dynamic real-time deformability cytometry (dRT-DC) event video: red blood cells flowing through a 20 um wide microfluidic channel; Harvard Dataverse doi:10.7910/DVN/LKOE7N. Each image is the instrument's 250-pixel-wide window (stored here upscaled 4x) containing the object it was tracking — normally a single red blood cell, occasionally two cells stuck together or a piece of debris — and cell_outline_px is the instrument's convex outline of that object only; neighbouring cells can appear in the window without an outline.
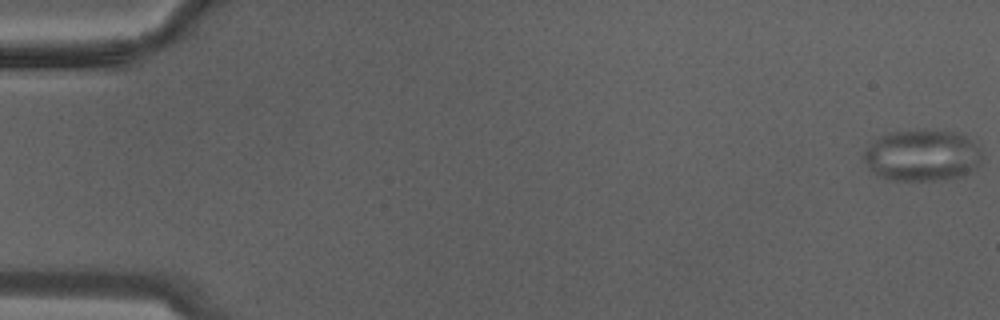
{"species": "Egyptian fruit bat (a non-hibernating species)", "species_latin": "Rousettus aegyptiacus", "temperature_condition": "warm", "stored_images_in_passage": 10, "camera_frame_rate_fps": 3000, "um_per_image_px": 0.085, "animal": {"sex": "male"}, "frame": {"image": 1, "passage_image": 1, "time_ms": 0.0, "image_size_px": [1000, 320], "cell_outline_px": [[980, 164], [972, 172], [960, 176], [944, 180], [892, 180], [880, 176], [868, 168], [864, 160], [864, 152], [880, 136], [888, 132], [920, 128], [928, 128], [960, 132], [980, 148]], "centroid_in_image_um": [78.41, 13.18], "position_along_channel_um": 6.6, "area_um2": 35.95}}